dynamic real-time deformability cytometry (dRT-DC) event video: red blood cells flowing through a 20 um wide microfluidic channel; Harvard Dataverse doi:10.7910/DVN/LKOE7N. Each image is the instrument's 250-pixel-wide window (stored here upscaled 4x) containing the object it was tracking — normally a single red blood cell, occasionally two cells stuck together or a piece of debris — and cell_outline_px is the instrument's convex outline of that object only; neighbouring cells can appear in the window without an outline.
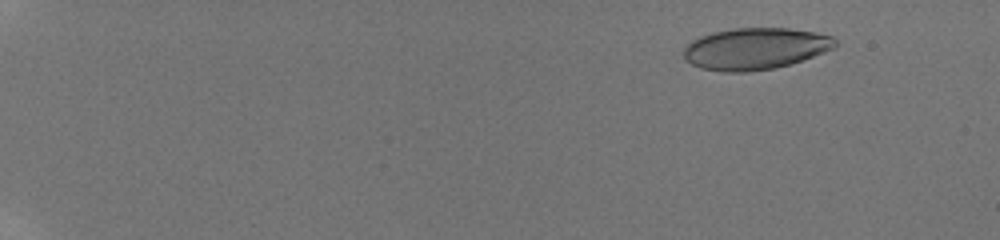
{"species": "human", "species_latin": "Homo sapiens", "temperature_condition": "room temperature", "stored_images_in_passage": 10, "camera_frame_rate_fps": 3000, "um_per_image_px": 0.085, "donor": {"sex": "male"}, "frame": {"image": 1, "passage_image": 1, "time_ms": 0.0, "image_size_px": [1000, 240], "cell_outline_px": [[836, 44], [832, 48], [824, 52], [788, 64], [772, 68], [744, 72], [724, 72], [700, 68], [684, 60], [684, 48], [692, 40], [700, 36], [712, 32], [736, 28], [788, 28], [812, 32], [832, 36], [836, 40]], "centroid_in_image_um": [64.14, 4.13], "position_along_channel_um": 20.9, "area_um2": 36.41}}